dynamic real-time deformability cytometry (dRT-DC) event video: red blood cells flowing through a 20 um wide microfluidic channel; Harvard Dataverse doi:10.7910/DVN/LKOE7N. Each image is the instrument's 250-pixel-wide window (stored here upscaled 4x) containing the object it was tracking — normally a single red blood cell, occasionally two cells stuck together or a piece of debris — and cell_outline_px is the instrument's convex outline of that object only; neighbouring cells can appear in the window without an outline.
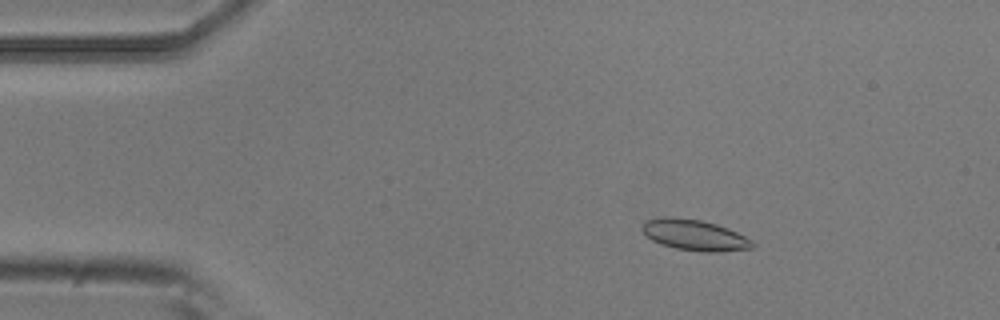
{"species": "common noctule bat (a hibernating species)", "species_latin": "Nyctalus noctula", "temperature_condition": "room temperature", "stored_images_in_passage": 5, "camera_frame_rate_fps": 3000, "um_per_image_px": 0.085, "animal": {"sex": "male", "body_mass_g": 20.5, "forearm_length_mm": 52.5}, "frame": {"image": 1, "passage_image": 3, "time_ms": 0.667, "image_size_px": [1000, 320], "cell_outline_px": [[756, 244], [752, 248], [716, 252], [704, 252], [676, 248], [660, 244], [652, 240], [640, 228], [640, 224], [644, 220], [664, 216], [668, 216], [700, 220], [716, 224], [728, 228], [752, 240]], "centroid_in_image_um": [59.0, 19.97], "position_along_channel_um": 26.0, "area_um2": 19.88}}
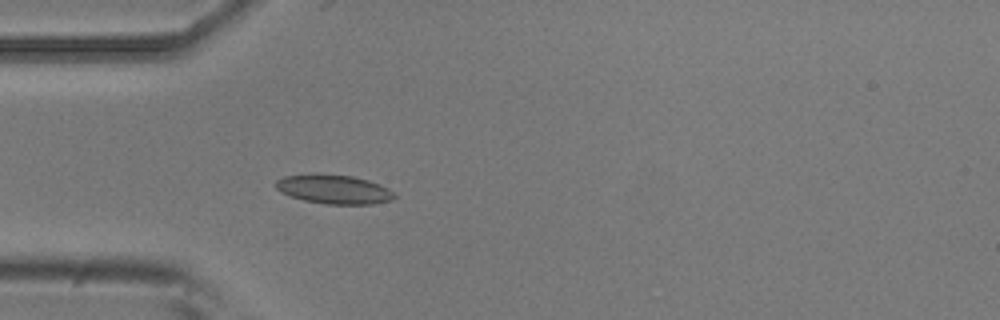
{"frame": {"image": 2, "passage_image": 5, "time_ms": 1.333, "image_size_px": [1000, 320], "cell_outline_px": [[396, 196], [392, 200], [372, 204], [324, 204], [304, 200], [280, 192], [276, 188], [276, 180], [284, 176], [316, 172], [352, 176], [368, 180], [380, 184], [396, 192]], "centroid_in_image_um": [28.39, 16.07], "position_along_channel_um": 56.6, "area_um2": 20.46}}